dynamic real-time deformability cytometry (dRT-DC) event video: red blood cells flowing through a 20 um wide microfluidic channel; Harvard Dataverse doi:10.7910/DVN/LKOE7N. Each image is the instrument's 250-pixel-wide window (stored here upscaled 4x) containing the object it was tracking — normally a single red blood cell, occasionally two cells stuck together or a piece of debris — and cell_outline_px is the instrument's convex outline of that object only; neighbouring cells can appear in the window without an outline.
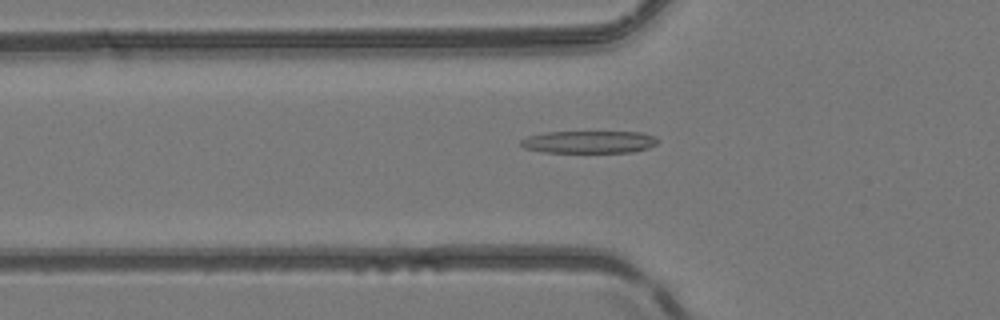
{"species": "common noctule bat (a hibernating species)", "species_latin": "Nyctalus noctula", "temperature_condition": "room temperature", "stored_images_in_passage": 46, "camera_frame_rate_fps": 3000, "um_per_image_px": 0.085, "animal": {"sex": "female", "body_mass_g": 24.6, "forearm_length_mm": 56.2}, "frame": {"image": 1, "passage_image": 14, "time_ms": 4.333, "image_size_px": [1000, 320], "cell_outline_px": [[660, 140], [656, 144], [648, 148], [632, 152], [544, 152], [524, 148], [520, 144], [520, 140], [528, 136], [544, 132], [640, 132], [656, 136]], "centroid_in_image_um": [50.08, 12.06], "position_along_channel_um": 75.7, "area_um2": 17.92}}
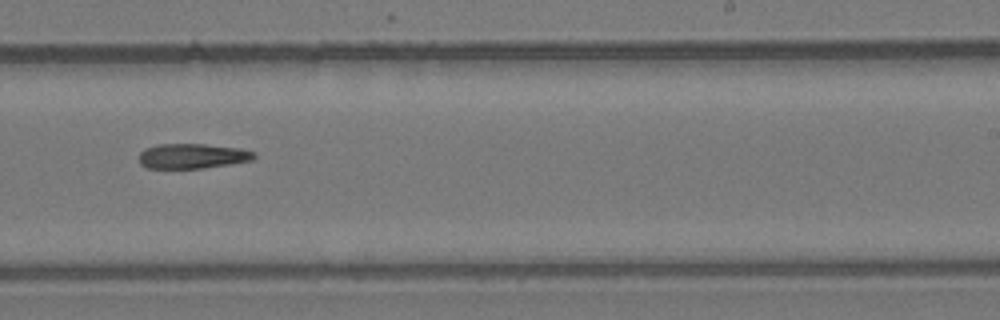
{"frame": {"image": 2, "passage_image": 28, "time_ms": 9.0, "image_size_px": [1000, 320], "cell_outline_px": [[256, 156], [252, 160], [204, 168], [148, 168], [140, 164], [140, 152], [144, 148], [156, 144], [204, 144], [240, 148], [252, 152]], "centroid_in_image_um": [16.31, 13.26], "position_along_channel_um": 272.7, "area_um2": 16.65}}
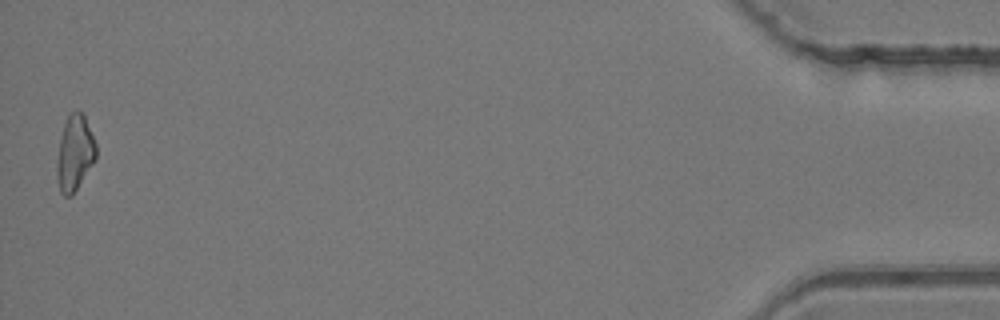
{"frame": {"image": 3, "passage_image": 46, "time_ms": 15.0, "image_size_px": [1000, 320], "cell_outline_px": [[96, 156], [92, 164], [72, 196], [64, 196], [60, 192], [56, 172], [56, 164], [60, 140], [64, 124], [68, 116], [72, 112], [84, 112], [96, 144]], "centroid_in_image_um": [6.35, 13.01], "position_along_channel_um": 428.9, "area_um2": 17.05}, "authors_computed_cell_mechanics": {"area_um2": 17.5712, "velocity_mm_per_s": 4.2094, "shape_relaxation_time_tau1_ms": 6.964, "shape_relaxation_time_tau2_ms": null, "deformation_change_tau1": 0.1761, "deformation_change_tau2": null}}